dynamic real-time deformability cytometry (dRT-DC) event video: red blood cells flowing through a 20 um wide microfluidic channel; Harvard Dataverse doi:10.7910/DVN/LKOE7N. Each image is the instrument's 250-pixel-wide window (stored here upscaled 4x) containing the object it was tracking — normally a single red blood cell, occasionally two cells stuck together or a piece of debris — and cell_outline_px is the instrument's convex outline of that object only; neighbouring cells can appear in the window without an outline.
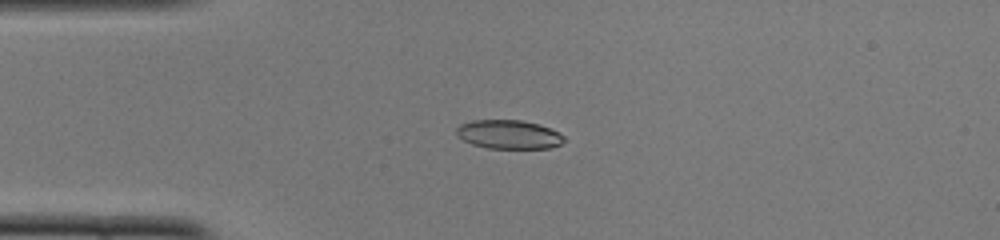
{"species": "common noctule bat (a hibernating species)", "species_latin": "Nyctalus noctula", "temperature_condition": "cold", "stored_images_in_passage": 40, "camera_frame_rate_fps": 3000, "um_per_image_px": 0.085, "animal": {"sex": "female", "body_mass_g": 22.0, "forearm_length_mm": 56.7}, "frame": {"image": 1, "passage_image": 2, "time_ms": 0.333, "image_size_px": [1000, 240], "cell_outline_px": [[564, 140], [560, 144], [548, 148], [488, 148], [472, 144], [456, 136], [456, 128], [460, 124], [472, 120], [520, 120], [540, 124], [560, 132], [564, 136]], "centroid_in_image_um": [43.23, 11.42], "position_along_channel_um": 41.8, "area_um2": 18.15}}
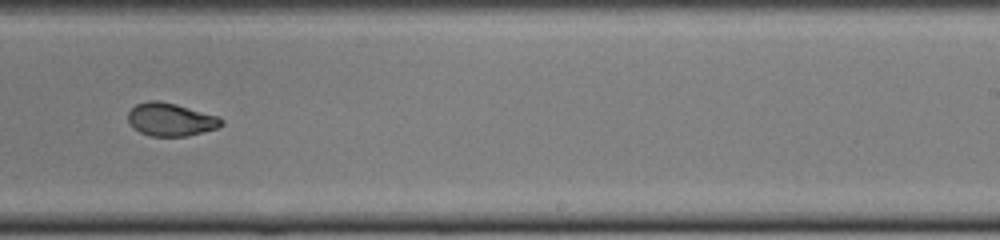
{"frame": {"image": 2, "passage_image": 21, "time_ms": 6.667, "image_size_px": [1000, 240], "cell_outline_px": [[224, 124], [216, 128], [188, 136], [148, 136], [132, 128], [128, 120], [128, 112], [136, 104], [148, 100], [156, 100], [176, 104], [220, 116], [224, 120]], "centroid_in_image_um": [14.51, 10.16], "position_along_channel_um": 274.5, "area_um2": 18.15}}
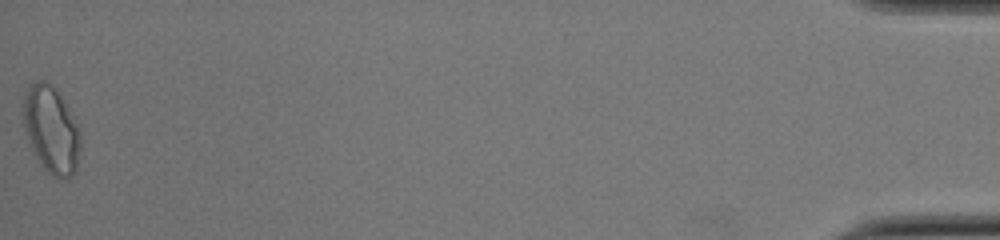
{"frame": {"image": 3, "passage_image": 40, "time_ms": 13.0, "image_size_px": [1000, 240], "cell_outline_px": [[80, 152], [76, 172], [68, 180], [60, 180], [52, 176], [40, 164], [24, 132], [20, 112], [24, 92], [36, 80], [48, 80], [56, 88], [76, 124], [80, 132]], "centroid_in_image_um": [4.32, 11.04], "position_along_channel_um": 430.9, "area_um2": 29.71}, "authors_computed_cell_mechanics": {"area_um2": 18.496, "velocity_mm_per_s": 4.0149, "shape_relaxation_time_tau1_ms": 2.7446, "shape_relaxation_time_tau2_ms": 1.4398, "deformation_change_tau1": 0.1573, "deformation_change_tau2": 0.0583}}